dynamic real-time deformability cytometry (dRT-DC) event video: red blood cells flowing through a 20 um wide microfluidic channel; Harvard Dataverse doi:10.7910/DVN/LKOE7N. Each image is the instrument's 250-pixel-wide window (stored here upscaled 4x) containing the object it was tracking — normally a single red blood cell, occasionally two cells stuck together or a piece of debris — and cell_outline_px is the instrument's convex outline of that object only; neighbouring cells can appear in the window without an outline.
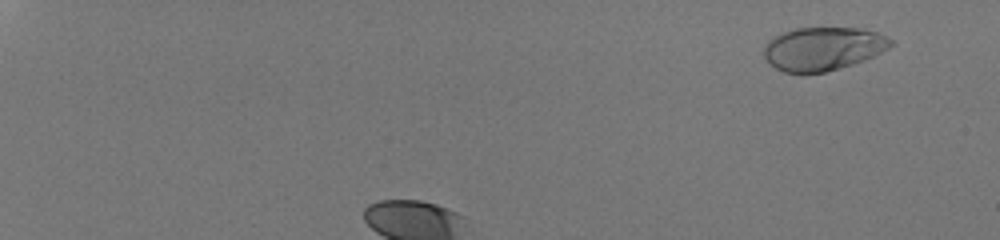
{"species": "human", "species_latin": "Homo sapiens", "temperature_condition": "room temperature", "stored_images_in_passage": 34, "camera_frame_rate_fps": 3000, "um_per_image_px": 0.085, "donor": {"sex": "male"}, "frame": {"image": 1, "passage_image": 4, "time_ms": 1.0, "image_size_px": [1000, 240], "cell_outline_px": [[896, 44], [864, 60], [852, 64], [824, 72], [804, 76], [784, 72], [776, 68], [764, 56], [764, 44], [768, 40], [780, 32], [796, 28], [864, 28], [876, 32], [892, 40]], "centroid_in_image_um": [69.92, 4.15], "position_along_channel_um": 15.1, "area_um2": 32.43}}
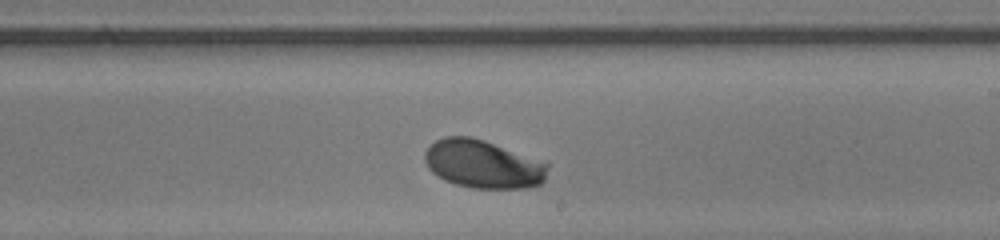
{"frame": {"image": 2, "passage_image": 23, "time_ms": 7.333, "image_size_px": [1000, 240], "cell_outline_px": [[548, 168], [544, 180], [540, 184], [528, 188], [472, 188], [456, 184], [444, 180], [436, 176], [428, 168], [424, 160], [424, 152], [436, 140], [444, 136], [472, 136], [484, 140], [548, 164]], "centroid_in_image_um": [41.0, 13.96], "position_along_channel_um": 248.0, "area_um2": 34.33}}
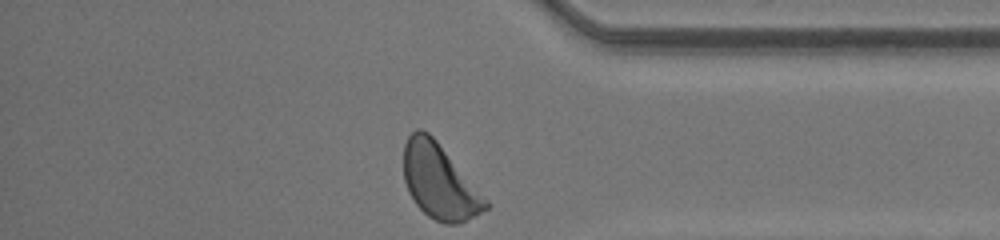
{"frame": {"image": 3, "passage_image": 34, "time_ms": 11.0, "image_size_px": [1000, 240], "cell_outline_px": [[492, 204], [488, 208], [460, 224], [444, 224], [428, 216], [416, 204], [408, 192], [404, 180], [404, 144], [408, 136], [416, 128], [420, 128], [428, 132], [436, 140]], "centroid_in_image_um": [37.36, 15.44], "position_along_channel_um": 397.8, "area_um2": 35.66}, "authors_computed_cell_mechanics": {"area_um2": 33.4084, "velocity_mm_per_s": 4.2076, "shape_relaxation_time_tau1_ms": 2.3268, "shape_relaxation_time_tau2_ms": null, "deformation_change_tau1": 0.1504, "deformation_change_tau2": null}}